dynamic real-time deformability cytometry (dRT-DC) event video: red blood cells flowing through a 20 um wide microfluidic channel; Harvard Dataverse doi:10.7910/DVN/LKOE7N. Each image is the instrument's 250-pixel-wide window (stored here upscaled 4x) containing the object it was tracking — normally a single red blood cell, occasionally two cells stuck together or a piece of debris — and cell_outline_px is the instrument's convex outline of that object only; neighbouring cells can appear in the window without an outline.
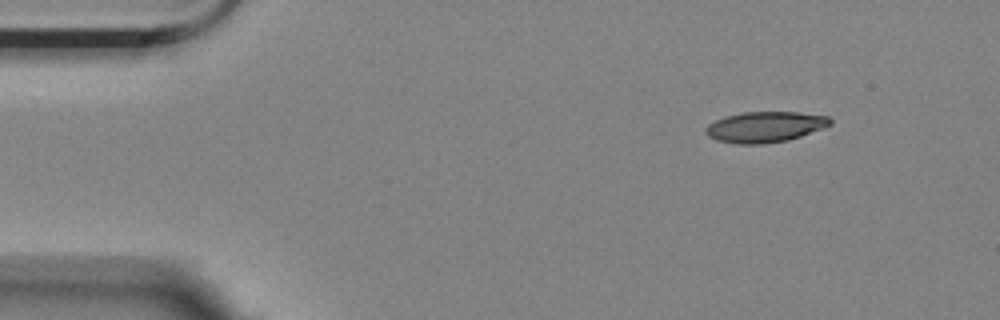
{"species": "Egyptian fruit bat (a non-hibernating species)", "species_latin": "Rousettus aegyptiacus", "temperature_condition": "room temperature", "stored_images_in_passage": 51, "camera_frame_rate_fps": 3000, "um_per_image_px": 0.085, "animal": {"sex": "female"}, "frame": {"image": 1, "passage_image": 1, "time_ms": 0.0, "image_size_px": [1000, 320], "cell_outline_px": [[832, 124], [800, 136], [788, 140], [760, 144], [736, 144], [716, 140], [708, 136], [704, 132], [704, 128], [708, 124], [716, 120], [728, 116], [744, 112], [796, 112], [828, 116], [832, 120]], "centroid_in_image_um": [65.0, 10.79], "position_along_channel_um": 20.0, "area_um2": 22.14}}
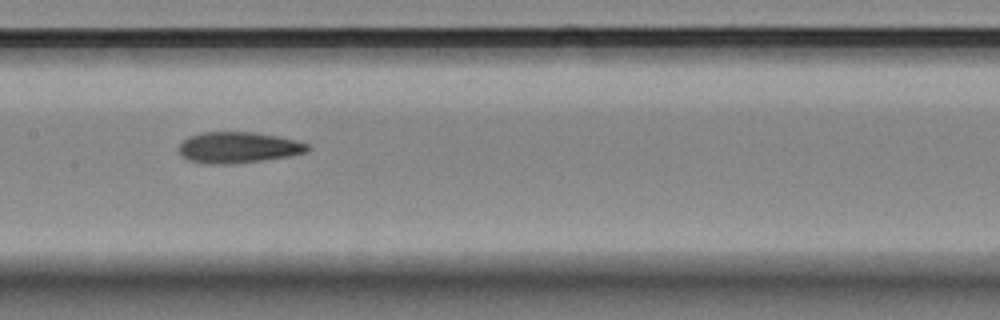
{"frame": {"image": 2, "passage_image": 22, "time_ms": 7.0, "image_size_px": [1000, 320], "cell_outline_px": [[308, 152], [288, 156], [264, 160], [228, 164], [208, 164], [188, 160], [180, 156], [180, 144], [188, 136], [204, 132], [252, 132], [280, 136], [296, 140], [308, 144]], "centroid_in_image_um": [20.25, 12.53], "position_along_channel_um": 187.2, "area_um2": 23.29}}
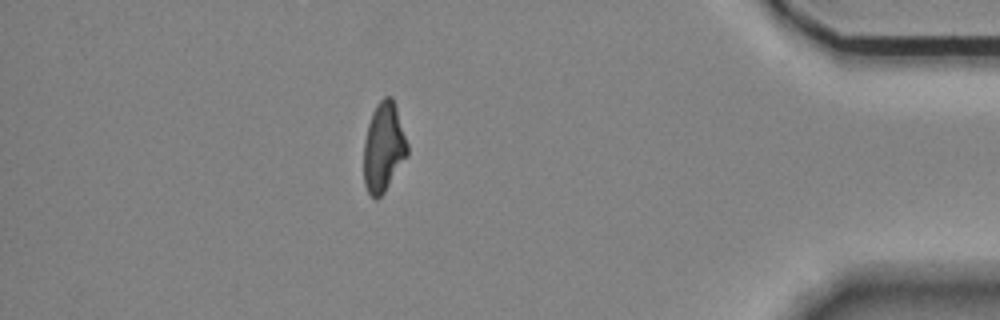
{"frame": {"image": 3, "passage_image": 44, "time_ms": 14.333, "image_size_px": [1000, 320], "cell_outline_px": [[408, 156], [384, 192], [376, 200], [368, 192], [364, 184], [364, 140], [368, 124], [372, 112], [376, 104], [384, 96], [392, 96], [408, 144]], "centroid_in_image_um": [32.6, 12.52], "position_along_channel_um": 402.6, "area_um2": 22.72}, "authors_computed_cell_mechanics": {"area_um2": 23.12, "velocity_mm_per_s": 3.5127, "shape_relaxation_time_tau1_ms": 10.4924, "shape_relaxation_time_tau2_ms": 4.2526, "deformation_change_tau1": 0.2685, "deformation_change_tau2": 0.1249}}